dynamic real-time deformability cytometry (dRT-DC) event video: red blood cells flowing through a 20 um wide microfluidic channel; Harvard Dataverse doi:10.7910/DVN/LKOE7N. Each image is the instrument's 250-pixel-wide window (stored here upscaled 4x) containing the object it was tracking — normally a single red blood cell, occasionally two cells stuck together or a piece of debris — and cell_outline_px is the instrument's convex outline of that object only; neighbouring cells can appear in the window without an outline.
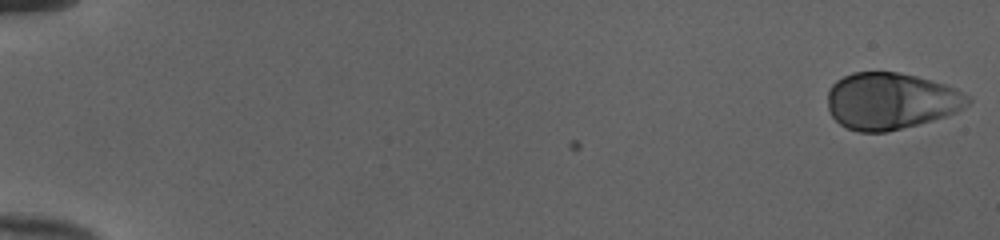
{"species": "human", "species_latin": "Homo sapiens", "temperature_condition": "cold", "stored_images_in_passage": 52, "camera_frame_rate_fps": 3000, "um_per_image_px": 0.085, "donor": {"sex": "female"}, "frame": {"image": 1, "passage_image": 1, "time_ms": 0.0, "image_size_px": [1000, 240], "cell_outline_px": [[972, 100], [964, 108], [956, 112], [932, 120], [884, 132], [860, 132], [848, 128], [840, 124], [828, 112], [828, 92], [832, 84], [836, 80], [852, 72], [896, 72], [916, 76], [944, 84], [956, 88], [972, 96]], "centroid_in_image_um": [75.72, 8.57], "position_along_channel_um": 9.3, "area_um2": 46.3}}
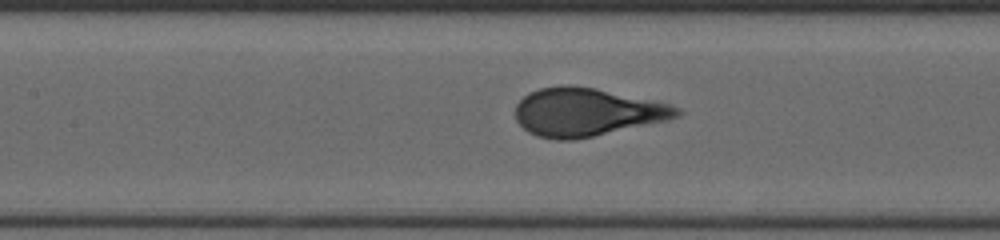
{"frame": {"image": 2, "passage_image": 26, "time_ms": 8.333, "image_size_px": [1000, 240], "cell_outline_px": [[684, 112], [680, 116], [664, 120], [592, 136], [572, 140], [556, 140], [536, 136], [528, 132], [516, 120], [516, 104], [528, 92], [540, 88], [560, 84], [568, 84], [596, 88], [668, 104], [684, 108]], "centroid_in_image_um": [49.83, 9.51], "position_along_channel_um": 157.6, "area_um2": 45.08}}
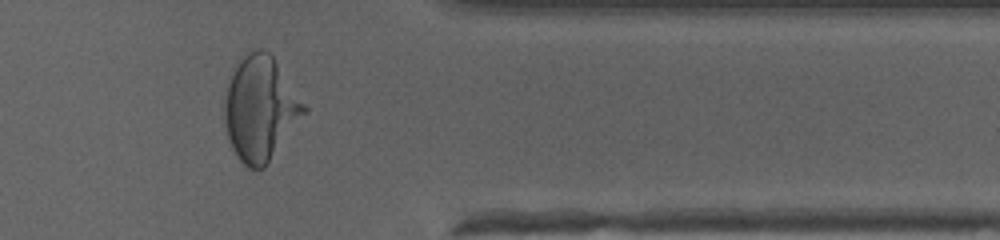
{"frame": {"image": 3, "passage_image": 44, "time_ms": 14.333, "image_size_px": [1000, 240], "cell_outline_px": [[308, 108], [264, 168], [248, 168], [240, 160], [232, 148], [228, 140], [224, 124], [224, 100], [228, 84], [240, 60], [248, 52], [256, 48], [264, 48], [272, 56]], "centroid_in_image_um": [22.1, 9.23], "position_along_channel_um": 389.3, "area_um2": 47.51}}